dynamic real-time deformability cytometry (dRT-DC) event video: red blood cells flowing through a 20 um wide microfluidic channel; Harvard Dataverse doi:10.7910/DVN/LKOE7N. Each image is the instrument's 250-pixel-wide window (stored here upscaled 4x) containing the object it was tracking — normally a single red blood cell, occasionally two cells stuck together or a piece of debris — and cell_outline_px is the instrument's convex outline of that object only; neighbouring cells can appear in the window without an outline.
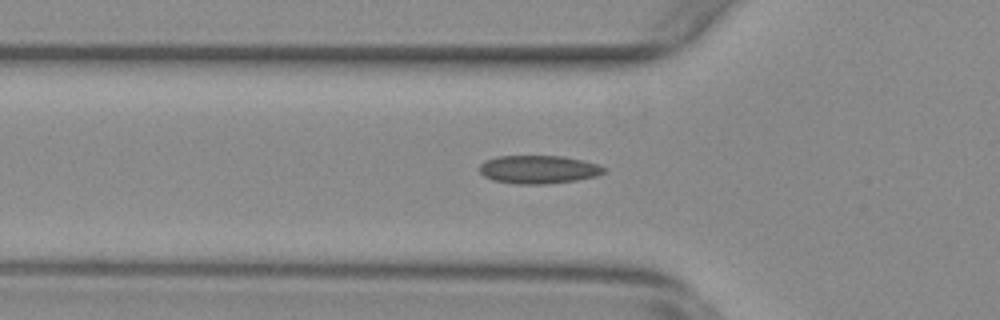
{"species": "common noctule bat (a hibernating species)", "species_latin": "Nyctalus noctula", "temperature_condition": "warm", "stored_images_in_passage": 54, "camera_frame_rate_fps": 3000, "um_per_image_px": 0.085, "animal": {"sex": "female", "body_mass_g": 29.2, "forearm_length_mm": 56.3}, "frame": {"image": 1, "passage_image": 18, "time_ms": 5.667, "image_size_px": [1000, 320], "cell_outline_px": [[604, 172], [596, 176], [576, 180], [544, 184], [516, 184], [492, 180], [484, 176], [480, 172], [480, 164], [484, 160], [496, 156], [564, 156], [596, 164], [604, 168]], "centroid_in_image_um": [45.71, 14.4], "position_along_channel_um": 80.1, "area_um2": 20.35}}
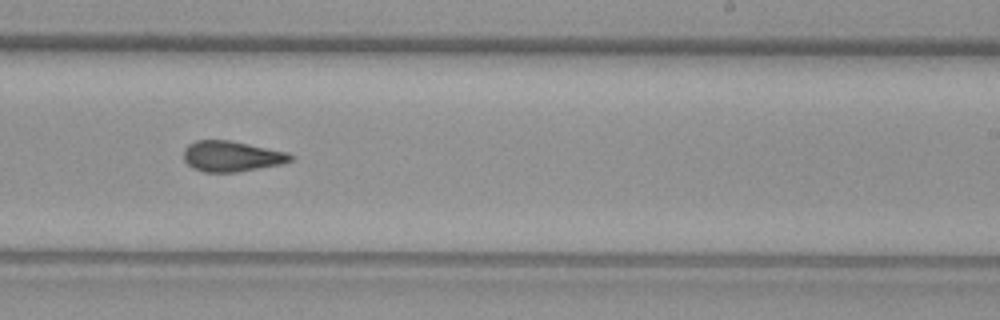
{"frame": {"image": 2, "passage_image": 33, "time_ms": 10.667, "image_size_px": [1000, 320], "cell_outline_px": [[292, 160], [284, 164], [240, 172], [204, 172], [192, 168], [184, 160], [184, 148], [188, 144], [196, 140], [228, 140], [288, 152], [292, 156]], "centroid_in_image_um": [19.69, 13.29], "position_along_channel_um": 269.3, "area_um2": 19.19}}
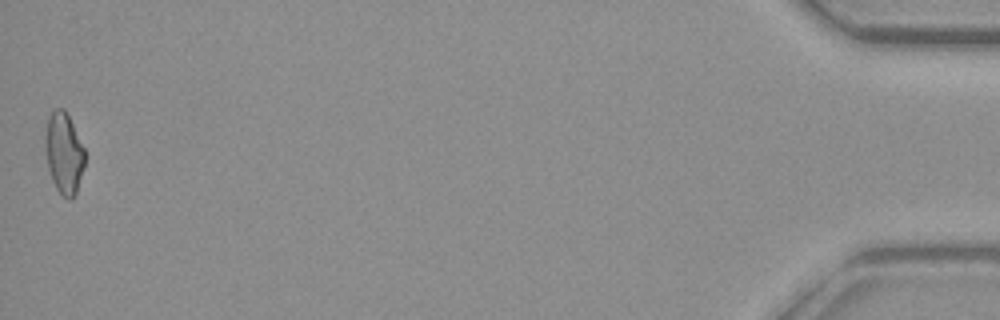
{"frame": {"image": 3, "passage_image": 54, "time_ms": 17.667, "image_size_px": [1000, 320], "cell_outline_px": [[84, 164], [76, 192], [72, 200], [68, 200], [56, 188], [52, 180], [48, 168], [44, 144], [44, 136], [48, 116], [56, 108], [64, 108], [84, 148]], "centroid_in_image_um": [5.4, 13.01], "position_along_channel_um": 429.8, "area_um2": 18.55}, "authors_computed_cell_mechanics": {"area_um2": 19.1607, "velocity_mm_per_s": 3.7788, "shape_relaxation_time_tau1_ms": null, "shape_relaxation_time_tau2_ms": 1.8896, "deformation_change_tau1": null, "deformation_change_tau2": 0.0791}}